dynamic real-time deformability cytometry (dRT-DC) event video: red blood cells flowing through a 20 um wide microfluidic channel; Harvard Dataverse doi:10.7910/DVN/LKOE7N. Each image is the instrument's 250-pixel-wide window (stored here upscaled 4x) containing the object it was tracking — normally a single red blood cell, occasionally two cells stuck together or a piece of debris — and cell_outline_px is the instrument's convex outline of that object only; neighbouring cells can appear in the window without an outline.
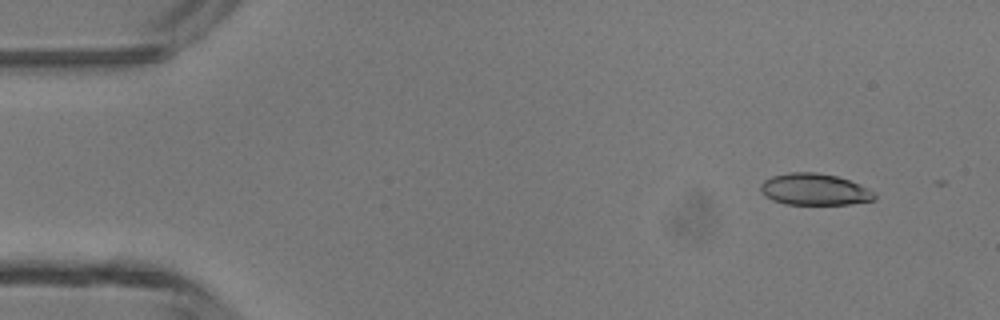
{"species": "common noctule bat (a hibernating species)", "species_latin": "Nyctalus noctula", "temperature_condition": "room temperature", "stored_images_in_passage": 6, "camera_frame_rate_fps": 3000, "um_per_image_px": 0.085, "animal": {"sex": "male", "body_mass_g": 13.3}, "frame": {"image": 1, "passage_image": 4, "time_ms": 1.0, "image_size_px": [1000, 320], "cell_outline_px": [[876, 200], [852, 204], [784, 204], [772, 200], [764, 196], [760, 192], [760, 184], [764, 180], [772, 176], [788, 172], [816, 172], [836, 176], [860, 184], [876, 192]], "centroid_in_image_um": [69.23, 16.1], "position_along_channel_um": 15.8, "area_um2": 21.27}}